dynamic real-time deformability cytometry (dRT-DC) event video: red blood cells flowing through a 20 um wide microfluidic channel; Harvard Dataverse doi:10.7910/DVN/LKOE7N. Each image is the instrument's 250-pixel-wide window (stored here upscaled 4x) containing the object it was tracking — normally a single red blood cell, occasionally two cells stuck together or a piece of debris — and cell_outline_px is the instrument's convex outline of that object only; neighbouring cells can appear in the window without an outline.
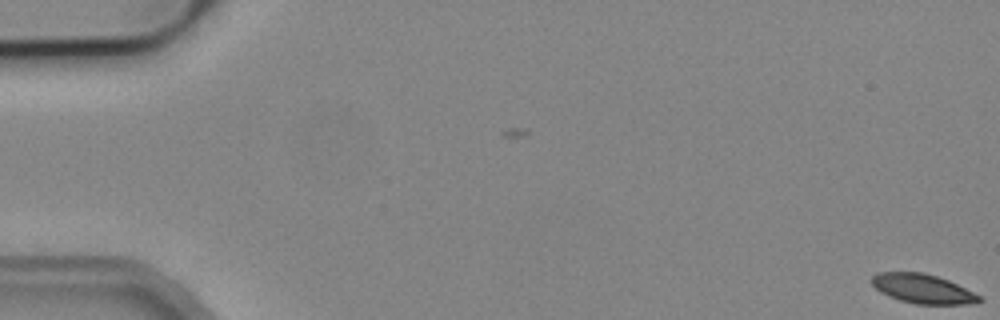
{"species": "common noctule bat (a hibernating species)", "species_latin": "Nyctalus noctula", "temperature_condition": "cold", "stored_images_in_passage": 15, "camera_frame_rate_fps": 3000, "um_per_image_px": 0.085, "animal": {"sex": "male", "body_mass_g": 19.2, "forearm_length_mm": 51.8}, "frame": {"image": 1, "passage_image": 1, "time_ms": 0.0, "image_size_px": [1000, 320], "cell_outline_px": [[980, 300], [976, 304], [916, 304], [900, 300], [888, 296], [880, 292], [872, 284], [872, 276], [876, 272], [924, 272], [948, 280], [980, 296]], "centroid_in_image_um": [78.4, 24.54], "position_along_channel_um": 6.6, "area_um2": 18.21}}
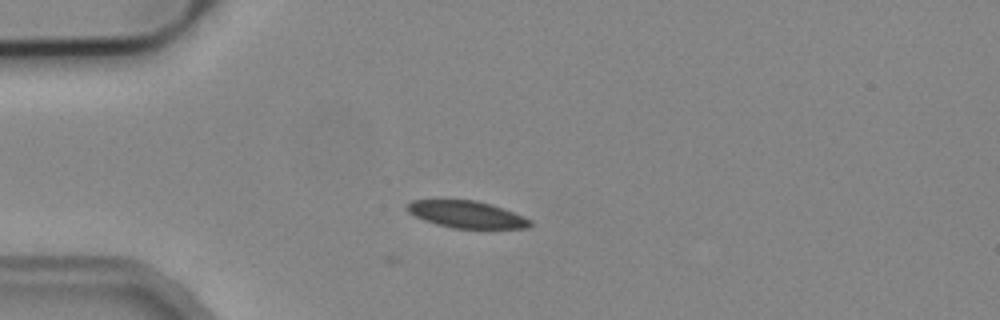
{"frame": {"image": 2, "passage_image": 15, "time_ms": 4.667, "image_size_px": [1000, 320], "cell_outline_px": [[532, 224], [528, 228], [452, 228], [436, 224], [424, 220], [408, 212], [404, 208], [412, 200], [476, 200], [492, 204], [504, 208], [524, 216], [532, 220]], "centroid_in_image_um": [39.68, 18.22], "position_along_channel_um": 45.3, "area_um2": 19.42}}